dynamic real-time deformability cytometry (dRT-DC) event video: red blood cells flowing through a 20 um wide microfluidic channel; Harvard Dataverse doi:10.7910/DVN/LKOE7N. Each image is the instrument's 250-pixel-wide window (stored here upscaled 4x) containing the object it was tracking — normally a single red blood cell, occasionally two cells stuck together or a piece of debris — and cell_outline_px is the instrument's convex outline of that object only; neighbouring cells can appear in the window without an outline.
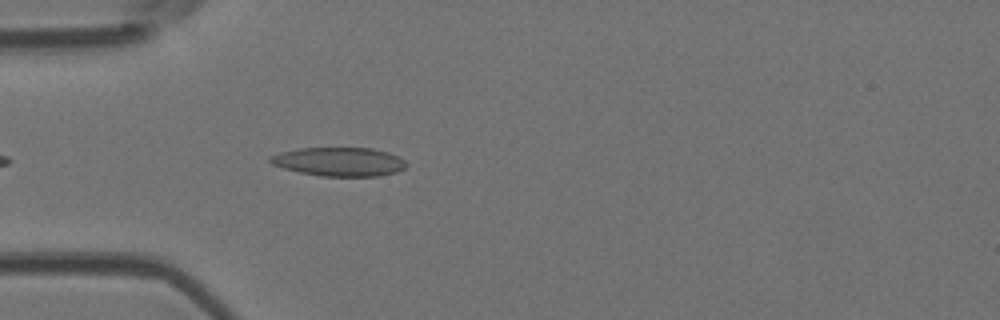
{"species": "Egyptian fruit bat (a non-hibernating species)", "species_latin": "Rousettus aegyptiacus", "temperature_condition": "room temperature", "stored_images_in_passage": 28, "camera_frame_rate_fps": 3000, "um_per_image_px": 0.085, "animal": {"sex": "female"}, "frame": {"image": 1, "passage_image": 4, "time_ms": 1.0, "image_size_px": [1000, 320], "cell_outline_px": [[408, 164], [404, 168], [396, 172], [380, 176], [320, 176], [300, 172], [284, 168], [272, 164], [268, 160], [268, 156], [280, 152], [300, 148], [372, 148], [388, 152], [400, 156]], "centroid_in_image_um": [28.84, 13.74], "position_along_channel_um": 56.2, "area_um2": 22.95}}
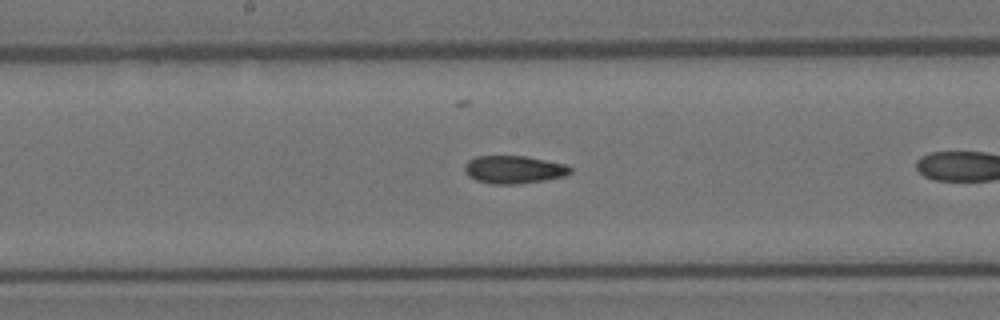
{"frame": {"image": 2, "passage_image": 13, "time_ms": 4.0, "image_size_px": [1000, 320], "cell_outline_px": [[572, 172], [564, 176], [544, 180], [516, 184], [492, 184], [476, 180], [468, 176], [464, 172], [464, 164], [468, 160], [476, 156], [524, 156], [568, 164], [572, 168]], "centroid_in_image_um": [43.67, 14.41], "position_along_channel_um": 204.5, "area_um2": 17.28}}
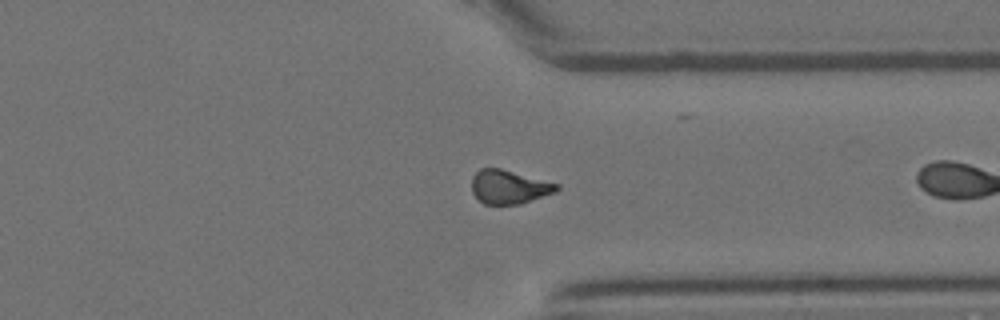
{"frame": {"image": 3, "passage_image": 26, "time_ms": 8.333, "image_size_px": [1000, 320], "cell_outline_px": [[560, 188], [556, 192], [520, 204], [484, 204], [472, 192], [472, 176], [480, 168], [500, 168], [560, 184]], "centroid_in_image_um": [43.28, 15.88], "position_along_channel_um": 368.1, "area_um2": 16.7}}